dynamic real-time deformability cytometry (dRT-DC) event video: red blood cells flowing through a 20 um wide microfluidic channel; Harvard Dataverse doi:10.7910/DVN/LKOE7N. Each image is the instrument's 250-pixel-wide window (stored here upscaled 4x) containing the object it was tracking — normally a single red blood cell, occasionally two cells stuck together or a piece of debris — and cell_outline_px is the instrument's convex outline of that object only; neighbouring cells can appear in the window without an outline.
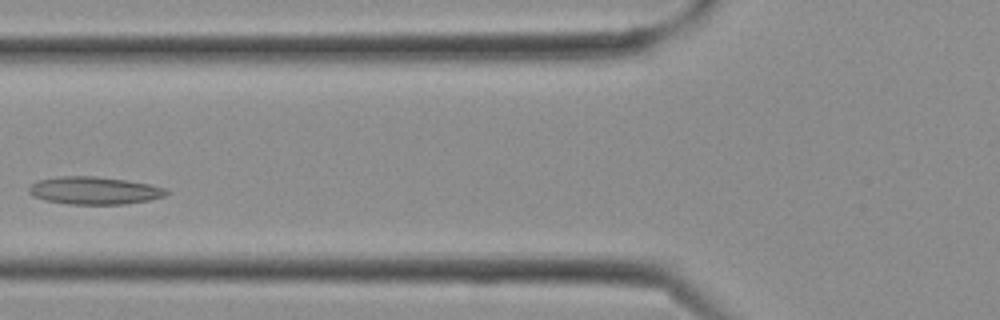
{"species": "Egyptian fruit bat (a non-hibernating species)", "species_latin": "Rousettus aegyptiacus", "temperature_condition": "cold", "stored_images_in_passage": 4, "camera_frame_rate_fps": 3000, "um_per_image_px": 0.085, "frame": {"image": 1, "passage_image": 3, "time_ms": 0.667, "image_size_px": [1000, 320], "cell_outline_px": [[168, 192], [164, 196], [148, 200], [124, 204], [68, 204], [44, 200], [32, 196], [28, 192], [28, 188], [36, 180], [56, 176], [96, 176], [124, 180], [148, 184], [164, 188]], "centroid_in_image_um": [7.93, 16.19], "position_along_channel_um": 117.9, "area_um2": 22.08}}